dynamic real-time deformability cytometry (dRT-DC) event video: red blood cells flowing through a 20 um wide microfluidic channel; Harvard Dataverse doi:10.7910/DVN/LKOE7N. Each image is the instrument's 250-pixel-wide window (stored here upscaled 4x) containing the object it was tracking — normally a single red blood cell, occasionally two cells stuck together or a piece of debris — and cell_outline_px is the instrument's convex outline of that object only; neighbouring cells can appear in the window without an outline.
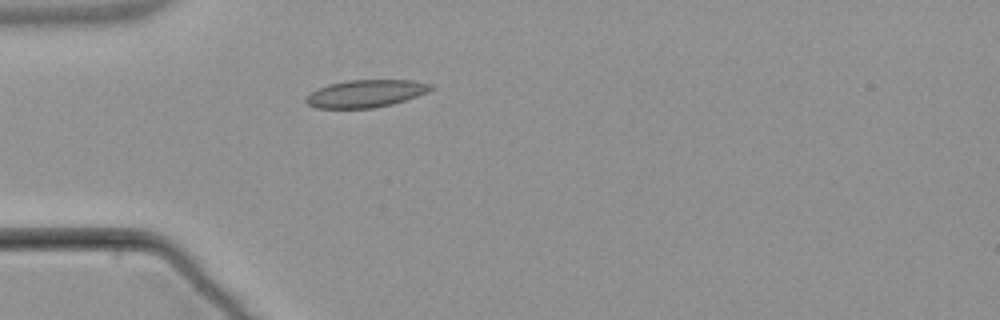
{"species": "common noctule bat (a hibernating species)", "species_latin": "Nyctalus noctula", "temperature_condition": "warm", "stored_images_in_passage": 1, "camera_frame_rate_fps": 3000, "um_per_image_px": 0.085, "animal": {"sex": "male", "body_mass_g": 21.5, "forearm_length_mm": 52.0}, "frame": {"image": 1, "passage_image": 1, "time_ms": 0.0, "image_size_px": [1000, 320], "cell_outline_px": [[432, 88], [428, 92], [392, 104], [372, 108], [316, 108], [308, 104], [304, 100], [304, 96], [328, 84], [348, 80], [412, 80], [432, 84]], "centroid_in_image_um": [31.06, 7.95], "position_along_channel_um": 53.9, "area_um2": 19.88}}